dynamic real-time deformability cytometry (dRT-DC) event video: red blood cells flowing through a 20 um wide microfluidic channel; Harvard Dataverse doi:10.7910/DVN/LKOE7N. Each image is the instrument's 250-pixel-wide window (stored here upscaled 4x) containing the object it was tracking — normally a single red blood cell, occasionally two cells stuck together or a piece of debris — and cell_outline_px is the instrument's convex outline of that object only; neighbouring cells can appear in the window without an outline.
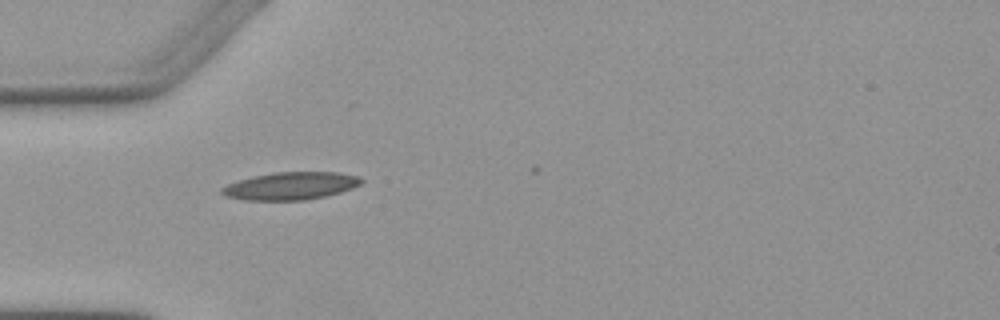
{"species": "Egyptian fruit bat (a non-hibernating species)", "species_latin": "Rousettus aegyptiacus", "temperature_condition": "warm", "stored_images_in_passage": 2, "camera_frame_rate_fps": 3000, "um_per_image_px": 0.085, "animal": {"sex": "female"}, "frame": {"image": 1, "passage_image": 1, "time_ms": 0.0, "image_size_px": [1000, 320], "cell_outline_px": [[364, 180], [360, 184], [352, 188], [340, 192], [324, 196], [304, 200], [244, 200], [224, 196], [220, 192], [220, 188], [228, 184], [252, 176], [276, 172], [340, 172], [360, 176]], "centroid_in_image_um": [24.71, 15.8], "position_along_channel_um": 60.3, "area_um2": 22.48}}